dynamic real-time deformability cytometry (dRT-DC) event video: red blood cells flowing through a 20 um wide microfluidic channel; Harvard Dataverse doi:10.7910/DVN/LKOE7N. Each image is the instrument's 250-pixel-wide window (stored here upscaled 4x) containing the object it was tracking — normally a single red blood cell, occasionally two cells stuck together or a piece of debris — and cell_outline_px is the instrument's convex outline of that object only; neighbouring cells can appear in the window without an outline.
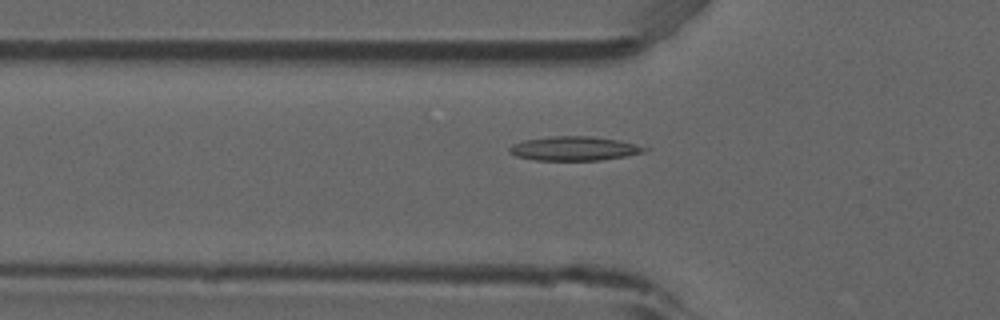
{"species": "common noctule bat (a hibernating species)", "species_latin": "Nyctalus noctula", "temperature_condition": "room temperature", "stored_images_in_passage": 53, "camera_frame_rate_fps": 3000, "um_per_image_px": 0.085, "animal": {"sex": "male", "forearm_length_mm": 52.5}, "frame": {"image": 1, "passage_image": 18, "time_ms": 5.667, "image_size_px": [1000, 320], "cell_outline_px": [[652, 148], [644, 152], [624, 156], [600, 160], [536, 160], [516, 156], [508, 152], [508, 148], [512, 144], [524, 140], [552, 136], [592, 136], [616, 140], [636, 144]], "centroid_in_image_um": [48.79, 12.62], "position_along_channel_um": 77.0, "area_um2": 18.96}}
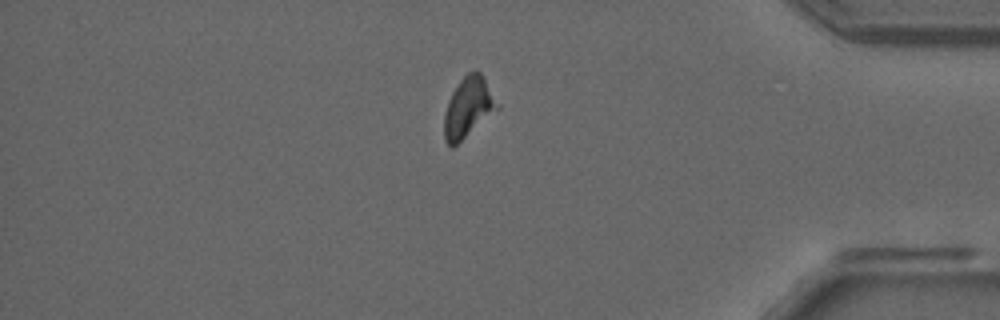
{"frame": {"image": 2, "passage_image": 45, "time_ms": 14.667, "image_size_px": [1000, 320], "cell_outline_px": [[500, 108], [452, 148], [444, 140], [444, 116], [448, 100], [452, 92], [460, 80], [468, 72], [476, 68], [484, 76], [500, 104]], "centroid_in_image_um": [39.83, 9.1], "position_along_channel_um": 395.4, "area_um2": 18.84}}
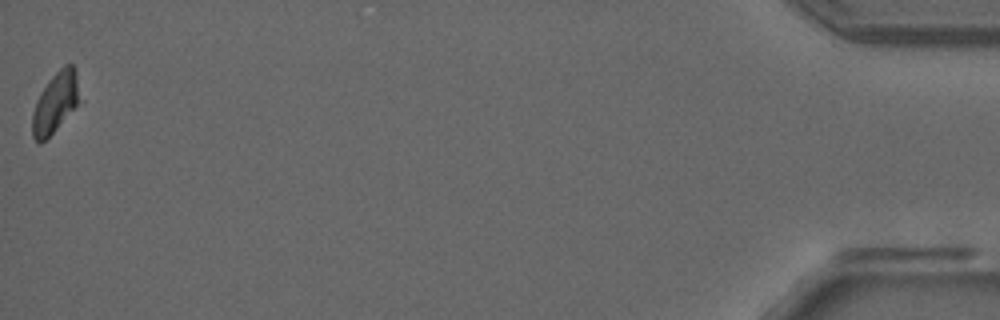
{"frame": {"image": 3, "passage_image": 53, "time_ms": 17.333, "image_size_px": [1000, 320], "cell_outline_px": [[84, 100], [40, 144], [32, 136], [32, 112], [36, 100], [40, 92], [48, 80], [64, 64], [72, 64], [76, 68]], "centroid_in_image_um": [4.78, 8.65], "position_along_channel_um": 430.4, "area_um2": 17.28}}